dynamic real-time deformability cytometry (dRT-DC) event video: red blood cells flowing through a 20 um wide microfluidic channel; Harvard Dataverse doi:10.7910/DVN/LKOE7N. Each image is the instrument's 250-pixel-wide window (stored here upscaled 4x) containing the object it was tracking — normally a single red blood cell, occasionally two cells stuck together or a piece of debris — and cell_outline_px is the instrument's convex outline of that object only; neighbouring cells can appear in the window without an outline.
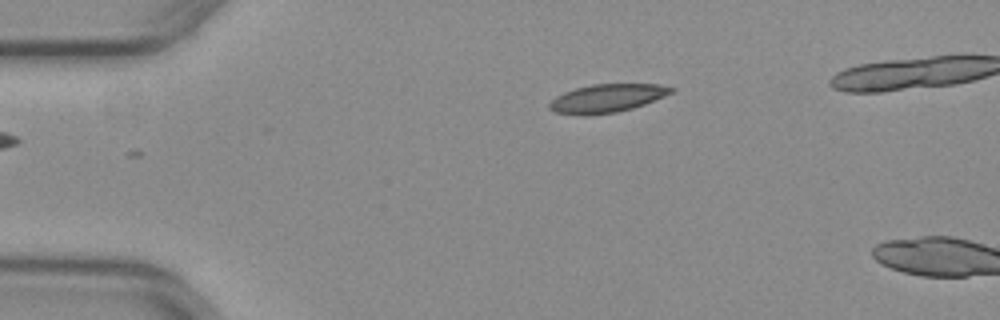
{"species": "common noctule bat (a hibernating species)", "species_latin": "Nyctalus noctula", "temperature_condition": "warm", "stored_images_in_passage": 3, "camera_frame_rate_fps": 3000, "um_per_image_px": 0.085, "animal": {"sex": "female", "body_mass_g": 29.2, "forearm_length_mm": 56.3}, "frame": {"image": 1, "passage_image": 1, "time_ms": 0.0, "image_size_px": [1000, 320], "cell_outline_px": [[676, 88], [672, 92], [664, 96], [644, 104], [632, 108], [616, 112], [584, 116], [556, 112], [548, 108], [548, 104], [556, 96], [564, 92], [576, 88], [592, 84], [660, 84]], "centroid_in_image_um": [51.58, 8.35], "position_along_channel_um": 33.4, "area_um2": 20.0}}